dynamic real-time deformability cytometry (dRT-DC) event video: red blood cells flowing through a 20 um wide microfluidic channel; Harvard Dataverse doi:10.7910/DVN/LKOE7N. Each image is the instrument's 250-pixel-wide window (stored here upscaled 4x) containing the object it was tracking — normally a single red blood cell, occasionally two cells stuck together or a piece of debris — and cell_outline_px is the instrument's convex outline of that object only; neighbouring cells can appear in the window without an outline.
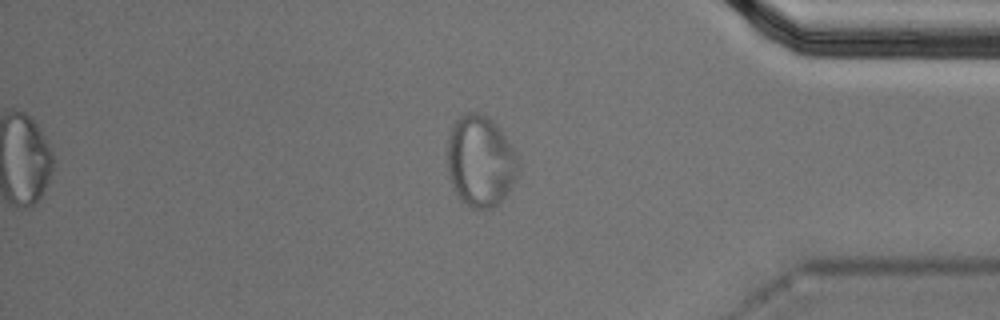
{"species": "Egyptian fruit bat (a non-hibernating species)", "species_latin": "Rousettus aegyptiacus", "temperature_condition": "cold", "stored_images_in_passage": 55, "segment_of_instrument_passage": [2, 2], "camera_frame_rate_fps": 3000, "um_per_image_px": 0.085, "animal": {"sex": "male"}, "frame": {"image": 1, "passage_image": 47, "time_ms": 15.333, "image_size_px": [1000, 320], "cell_outline_px": [[520, 172], [516, 180], [508, 192], [492, 208], [472, 208], [460, 200], [452, 188], [448, 172], [444, 152], [448, 136], [452, 124], [464, 112], [480, 112], [488, 116], [500, 128], [516, 152], [520, 164]], "centroid_in_image_um": [40.81, 13.67], "position_along_channel_um": 394.4, "area_um2": 38.78}}